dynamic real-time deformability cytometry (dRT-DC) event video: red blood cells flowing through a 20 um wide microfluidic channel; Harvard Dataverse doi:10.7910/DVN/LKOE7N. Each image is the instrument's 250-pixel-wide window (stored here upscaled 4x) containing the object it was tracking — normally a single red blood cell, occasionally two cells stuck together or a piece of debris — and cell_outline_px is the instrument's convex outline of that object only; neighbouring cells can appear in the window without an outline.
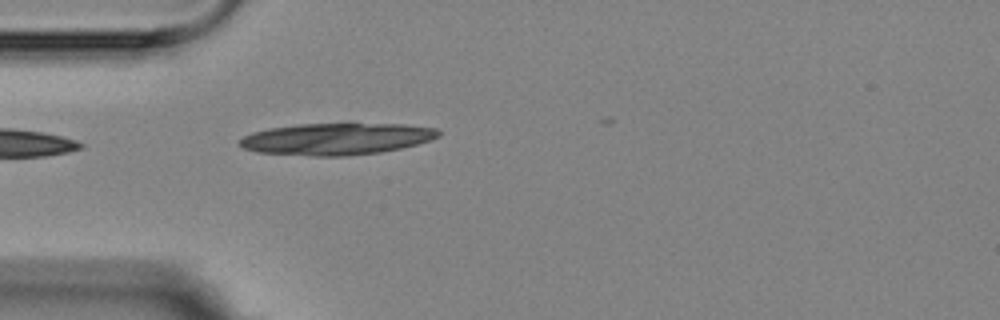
{"species": "Egyptian fruit bat (a non-hibernating species)", "species_latin": "Rousettus aegyptiacus", "temperature_condition": "room temperature", "stored_images_in_passage": 1, "camera_frame_rate_fps": 3000, "um_per_image_px": 0.085, "animal": {"sex": "female"}, "frame": {"image": 1, "passage_image": 1, "time_ms": 0.0, "image_size_px": [1000, 320], "cell_outline_px": [[440, 136], [416, 144], [400, 148], [380, 152], [348, 156], [312, 156], [256, 152], [244, 148], [236, 144], [236, 140], [252, 132], [268, 128], [296, 124], [404, 124], [436, 128], [440, 132]], "centroid_in_image_um": [28.53, 11.81], "position_along_channel_um": 56.5, "area_um2": 36.88}}